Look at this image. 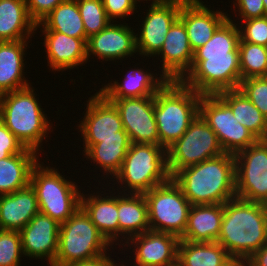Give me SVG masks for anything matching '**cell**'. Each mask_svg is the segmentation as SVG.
Returning a JSON list of instances; mask_svg holds the SVG:
<instances>
[{
  "label": "cell",
  "mask_w": 267,
  "mask_h": 266,
  "mask_svg": "<svg viewBox=\"0 0 267 266\" xmlns=\"http://www.w3.org/2000/svg\"><path fill=\"white\" fill-rule=\"evenodd\" d=\"M242 266H267V243L255 251Z\"/></svg>",
  "instance_id": "43"
},
{
  "label": "cell",
  "mask_w": 267,
  "mask_h": 266,
  "mask_svg": "<svg viewBox=\"0 0 267 266\" xmlns=\"http://www.w3.org/2000/svg\"><path fill=\"white\" fill-rule=\"evenodd\" d=\"M39 212L37 195L31 185L0 195V230L20 231Z\"/></svg>",
  "instance_id": "22"
},
{
  "label": "cell",
  "mask_w": 267,
  "mask_h": 266,
  "mask_svg": "<svg viewBox=\"0 0 267 266\" xmlns=\"http://www.w3.org/2000/svg\"><path fill=\"white\" fill-rule=\"evenodd\" d=\"M34 31L26 0H0V41L27 40Z\"/></svg>",
  "instance_id": "28"
},
{
  "label": "cell",
  "mask_w": 267,
  "mask_h": 266,
  "mask_svg": "<svg viewBox=\"0 0 267 266\" xmlns=\"http://www.w3.org/2000/svg\"><path fill=\"white\" fill-rule=\"evenodd\" d=\"M172 179L191 205L224 204L236 197L235 157L223 153L179 170Z\"/></svg>",
  "instance_id": "3"
},
{
  "label": "cell",
  "mask_w": 267,
  "mask_h": 266,
  "mask_svg": "<svg viewBox=\"0 0 267 266\" xmlns=\"http://www.w3.org/2000/svg\"><path fill=\"white\" fill-rule=\"evenodd\" d=\"M30 185L34 189L39 211L59 224L64 223L81 206V191L53 167L38 163L33 167Z\"/></svg>",
  "instance_id": "8"
},
{
  "label": "cell",
  "mask_w": 267,
  "mask_h": 266,
  "mask_svg": "<svg viewBox=\"0 0 267 266\" xmlns=\"http://www.w3.org/2000/svg\"><path fill=\"white\" fill-rule=\"evenodd\" d=\"M125 75L123 82L113 81L104 85L100 92L106 99L142 98L155 94L169 81L161 73L158 78L148 70L132 69ZM155 77V78H154Z\"/></svg>",
  "instance_id": "23"
},
{
  "label": "cell",
  "mask_w": 267,
  "mask_h": 266,
  "mask_svg": "<svg viewBox=\"0 0 267 266\" xmlns=\"http://www.w3.org/2000/svg\"><path fill=\"white\" fill-rule=\"evenodd\" d=\"M45 35L44 46L48 65L52 71L73 69L87 63L88 38H74L55 31H41Z\"/></svg>",
  "instance_id": "21"
},
{
  "label": "cell",
  "mask_w": 267,
  "mask_h": 266,
  "mask_svg": "<svg viewBox=\"0 0 267 266\" xmlns=\"http://www.w3.org/2000/svg\"><path fill=\"white\" fill-rule=\"evenodd\" d=\"M83 20L85 34L91 35L102 31L111 20L107 17L102 0H76Z\"/></svg>",
  "instance_id": "35"
},
{
  "label": "cell",
  "mask_w": 267,
  "mask_h": 266,
  "mask_svg": "<svg viewBox=\"0 0 267 266\" xmlns=\"http://www.w3.org/2000/svg\"><path fill=\"white\" fill-rule=\"evenodd\" d=\"M200 0H185L178 18L183 22L191 49L195 52L211 39L228 14L210 10Z\"/></svg>",
  "instance_id": "20"
},
{
  "label": "cell",
  "mask_w": 267,
  "mask_h": 266,
  "mask_svg": "<svg viewBox=\"0 0 267 266\" xmlns=\"http://www.w3.org/2000/svg\"><path fill=\"white\" fill-rule=\"evenodd\" d=\"M233 6L237 7L241 20H248L252 18H261L265 16V9L263 0H235ZM238 4V5H237Z\"/></svg>",
  "instance_id": "42"
},
{
  "label": "cell",
  "mask_w": 267,
  "mask_h": 266,
  "mask_svg": "<svg viewBox=\"0 0 267 266\" xmlns=\"http://www.w3.org/2000/svg\"><path fill=\"white\" fill-rule=\"evenodd\" d=\"M107 100L117 108L131 143L160 145L154 117V96Z\"/></svg>",
  "instance_id": "15"
},
{
  "label": "cell",
  "mask_w": 267,
  "mask_h": 266,
  "mask_svg": "<svg viewBox=\"0 0 267 266\" xmlns=\"http://www.w3.org/2000/svg\"><path fill=\"white\" fill-rule=\"evenodd\" d=\"M238 89L267 118V76L250 77L241 80Z\"/></svg>",
  "instance_id": "37"
},
{
  "label": "cell",
  "mask_w": 267,
  "mask_h": 266,
  "mask_svg": "<svg viewBox=\"0 0 267 266\" xmlns=\"http://www.w3.org/2000/svg\"><path fill=\"white\" fill-rule=\"evenodd\" d=\"M241 80L267 76V47L239 41Z\"/></svg>",
  "instance_id": "34"
},
{
  "label": "cell",
  "mask_w": 267,
  "mask_h": 266,
  "mask_svg": "<svg viewBox=\"0 0 267 266\" xmlns=\"http://www.w3.org/2000/svg\"><path fill=\"white\" fill-rule=\"evenodd\" d=\"M66 0H26L30 18L40 23L56 6Z\"/></svg>",
  "instance_id": "41"
},
{
  "label": "cell",
  "mask_w": 267,
  "mask_h": 266,
  "mask_svg": "<svg viewBox=\"0 0 267 266\" xmlns=\"http://www.w3.org/2000/svg\"><path fill=\"white\" fill-rule=\"evenodd\" d=\"M228 17L210 40L194 52L189 72L180 80L201 95L238 89L241 82L238 24Z\"/></svg>",
  "instance_id": "1"
},
{
  "label": "cell",
  "mask_w": 267,
  "mask_h": 266,
  "mask_svg": "<svg viewBox=\"0 0 267 266\" xmlns=\"http://www.w3.org/2000/svg\"><path fill=\"white\" fill-rule=\"evenodd\" d=\"M90 97L83 121L78 126L83 137V151L103 138L129 137L123 129L120 114L114 104L97 91Z\"/></svg>",
  "instance_id": "13"
},
{
  "label": "cell",
  "mask_w": 267,
  "mask_h": 266,
  "mask_svg": "<svg viewBox=\"0 0 267 266\" xmlns=\"http://www.w3.org/2000/svg\"><path fill=\"white\" fill-rule=\"evenodd\" d=\"M232 111L236 120L259 140L267 139V118L239 90H226L216 94Z\"/></svg>",
  "instance_id": "31"
},
{
  "label": "cell",
  "mask_w": 267,
  "mask_h": 266,
  "mask_svg": "<svg viewBox=\"0 0 267 266\" xmlns=\"http://www.w3.org/2000/svg\"><path fill=\"white\" fill-rule=\"evenodd\" d=\"M185 0H153L142 21L140 34H136L137 53L147 57L160 51L171 25L178 18ZM139 35V37H138Z\"/></svg>",
  "instance_id": "14"
},
{
  "label": "cell",
  "mask_w": 267,
  "mask_h": 266,
  "mask_svg": "<svg viewBox=\"0 0 267 266\" xmlns=\"http://www.w3.org/2000/svg\"><path fill=\"white\" fill-rule=\"evenodd\" d=\"M177 266H239L222 245L180 240Z\"/></svg>",
  "instance_id": "30"
},
{
  "label": "cell",
  "mask_w": 267,
  "mask_h": 266,
  "mask_svg": "<svg viewBox=\"0 0 267 266\" xmlns=\"http://www.w3.org/2000/svg\"><path fill=\"white\" fill-rule=\"evenodd\" d=\"M199 114L216 133L225 153L235 155L259 140L236 120L231 109L217 95H201Z\"/></svg>",
  "instance_id": "11"
},
{
  "label": "cell",
  "mask_w": 267,
  "mask_h": 266,
  "mask_svg": "<svg viewBox=\"0 0 267 266\" xmlns=\"http://www.w3.org/2000/svg\"><path fill=\"white\" fill-rule=\"evenodd\" d=\"M224 204L191 205L187 226L180 240L217 241L223 219Z\"/></svg>",
  "instance_id": "26"
},
{
  "label": "cell",
  "mask_w": 267,
  "mask_h": 266,
  "mask_svg": "<svg viewBox=\"0 0 267 266\" xmlns=\"http://www.w3.org/2000/svg\"><path fill=\"white\" fill-rule=\"evenodd\" d=\"M150 230L181 238L187 226L191 204L180 186L170 178L144 193Z\"/></svg>",
  "instance_id": "9"
},
{
  "label": "cell",
  "mask_w": 267,
  "mask_h": 266,
  "mask_svg": "<svg viewBox=\"0 0 267 266\" xmlns=\"http://www.w3.org/2000/svg\"><path fill=\"white\" fill-rule=\"evenodd\" d=\"M244 26H238L240 40L247 43L267 47V17L252 18L241 21Z\"/></svg>",
  "instance_id": "38"
},
{
  "label": "cell",
  "mask_w": 267,
  "mask_h": 266,
  "mask_svg": "<svg viewBox=\"0 0 267 266\" xmlns=\"http://www.w3.org/2000/svg\"><path fill=\"white\" fill-rule=\"evenodd\" d=\"M236 197L255 203L267 199V140L234 155Z\"/></svg>",
  "instance_id": "12"
},
{
  "label": "cell",
  "mask_w": 267,
  "mask_h": 266,
  "mask_svg": "<svg viewBox=\"0 0 267 266\" xmlns=\"http://www.w3.org/2000/svg\"><path fill=\"white\" fill-rule=\"evenodd\" d=\"M107 17L114 22L117 18H127L134 14L138 3L134 0H102Z\"/></svg>",
  "instance_id": "39"
},
{
  "label": "cell",
  "mask_w": 267,
  "mask_h": 266,
  "mask_svg": "<svg viewBox=\"0 0 267 266\" xmlns=\"http://www.w3.org/2000/svg\"><path fill=\"white\" fill-rule=\"evenodd\" d=\"M130 145L129 137L103 138L99 143L91 145L83 155L97 163L96 166L99 164L106 176L110 174L114 177L119 172Z\"/></svg>",
  "instance_id": "32"
},
{
  "label": "cell",
  "mask_w": 267,
  "mask_h": 266,
  "mask_svg": "<svg viewBox=\"0 0 267 266\" xmlns=\"http://www.w3.org/2000/svg\"><path fill=\"white\" fill-rule=\"evenodd\" d=\"M119 194L121 193H118V221L119 237L122 236V242L123 239L128 240L150 230V226L144 194L122 193L121 196Z\"/></svg>",
  "instance_id": "29"
},
{
  "label": "cell",
  "mask_w": 267,
  "mask_h": 266,
  "mask_svg": "<svg viewBox=\"0 0 267 266\" xmlns=\"http://www.w3.org/2000/svg\"><path fill=\"white\" fill-rule=\"evenodd\" d=\"M179 242L176 235L152 230L124 241L127 247H136L132 250L134 266H177Z\"/></svg>",
  "instance_id": "16"
},
{
  "label": "cell",
  "mask_w": 267,
  "mask_h": 266,
  "mask_svg": "<svg viewBox=\"0 0 267 266\" xmlns=\"http://www.w3.org/2000/svg\"><path fill=\"white\" fill-rule=\"evenodd\" d=\"M110 196L102 194H81V207L90 216L91 221L97 227L99 232L113 246L119 238V221H118V195L114 192ZM116 195V196H114ZM86 196V197H85ZM103 196V197H102Z\"/></svg>",
  "instance_id": "24"
},
{
  "label": "cell",
  "mask_w": 267,
  "mask_h": 266,
  "mask_svg": "<svg viewBox=\"0 0 267 266\" xmlns=\"http://www.w3.org/2000/svg\"><path fill=\"white\" fill-rule=\"evenodd\" d=\"M217 242L242 266L267 243V212L263 204L238 197L225 202Z\"/></svg>",
  "instance_id": "2"
},
{
  "label": "cell",
  "mask_w": 267,
  "mask_h": 266,
  "mask_svg": "<svg viewBox=\"0 0 267 266\" xmlns=\"http://www.w3.org/2000/svg\"><path fill=\"white\" fill-rule=\"evenodd\" d=\"M123 264H124L123 262L121 263V265H119V263H118V265H117V266H125V265H123ZM133 266H134V265H133Z\"/></svg>",
  "instance_id": "47"
},
{
  "label": "cell",
  "mask_w": 267,
  "mask_h": 266,
  "mask_svg": "<svg viewBox=\"0 0 267 266\" xmlns=\"http://www.w3.org/2000/svg\"><path fill=\"white\" fill-rule=\"evenodd\" d=\"M42 31H55L74 38H88L76 0H66L56 6L40 23Z\"/></svg>",
  "instance_id": "33"
},
{
  "label": "cell",
  "mask_w": 267,
  "mask_h": 266,
  "mask_svg": "<svg viewBox=\"0 0 267 266\" xmlns=\"http://www.w3.org/2000/svg\"><path fill=\"white\" fill-rule=\"evenodd\" d=\"M110 22L102 31L91 35L86 43L87 59L93 54L103 61H116L137 53L136 33L127 24ZM132 55V56H131Z\"/></svg>",
  "instance_id": "19"
},
{
  "label": "cell",
  "mask_w": 267,
  "mask_h": 266,
  "mask_svg": "<svg viewBox=\"0 0 267 266\" xmlns=\"http://www.w3.org/2000/svg\"><path fill=\"white\" fill-rule=\"evenodd\" d=\"M60 224L49 216L38 213L19 231L25 256L46 259L51 266L58 249Z\"/></svg>",
  "instance_id": "17"
},
{
  "label": "cell",
  "mask_w": 267,
  "mask_h": 266,
  "mask_svg": "<svg viewBox=\"0 0 267 266\" xmlns=\"http://www.w3.org/2000/svg\"><path fill=\"white\" fill-rule=\"evenodd\" d=\"M264 210L267 212V199L263 203Z\"/></svg>",
  "instance_id": "46"
},
{
  "label": "cell",
  "mask_w": 267,
  "mask_h": 266,
  "mask_svg": "<svg viewBox=\"0 0 267 266\" xmlns=\"http://www.w3.org/2000/svg\"><path fill=\"white\" fill-rule=\"evenodd\" d=\"M162 75L169 81H180L190 70L194 52L183 22L177 18L171 25L160 51Z\"/></svg>",
  "instance_id": "18"
},
{
  "label": "cell",
  "mask_w": 267,
  "mask_h": 266,
  "mask_svg": "<svg viewBox=\"0 0 267 266\" xmlns=\"http://www.w3.org/2000/svg\"><path fill=\"white\" fill-rule=\"evenodd\" d=\"M225 153L216 133L198 114L186 132L167 149L171 178L181 169Z\"/></svg>",
  "instance_id": "10"
},
{
  "label": "cell",
  "mask_w": 267,
  "mask_h": 266,
  "mask_svg": "<svg viewBox=\"0 0 267 266\" xmlns=\"http://www.w3.org/2000/svg\"><path fill=\"white\" fill-rule=\"evenodd\" d=\"M35 95L31 85L0 95V116L25 148L38 152L52 126Z\"/></svg>",
  "instance_id": "5"
},
{
  "label": "cell",
  "mask_w": 267,
  "mask_h": 266,
  "mask_svg": "<svg viewBox=\"0 0 267 266\" xmlns=\"http://www.w3.org/2000/svg\"><path fill=\"white\" fill-rule=\"evenodd\" d=\"M40 153L25 148L21 153L0 160V195L11 194L30 185L33 167Z\"/></svg>",
  "instance_id": "27"
},
{
  "label": "cell",
  "mask_w": 267,
  "mask_h": 266,
  "mask_svg": "<svg viewBox=\"0 0 267 266\" xmlns=\"http://www.w3.org/2000/svg\"><path fill=\"white\" fill-rule=\"evenodd\" d=\"M170 178L167 150L160 145L138 143H131L119 172L114 176L116 184L126 186L121 193L128 190L133 194H144Z\"/></svg>",
  "instance_id": "6"
},
{
  "label": "cell",
  "mask_w": 267,
  "mask_h": 266,
  "mask_svg": "<svg viewBox=\"0 0 267 266\" xmlns=\"http://www.w3.org/2000/svg\"><path fill=\"white\" fill-rule=\"evenodd\" d=\"M264 9H265V16L267 17V0H263Z\"/></svg>",
  "instance_id": "45"
},
{
  "label": "cell",
  "mask_w": 267,
  "mask_h": 266,
  "mask_svg": "<svg viewBox=\"0 0 267 266\" xmlns=\"http://www.w3.org/2000/svg\"><path fill=\"white\" fill-rule=\"evenodd\" d=\"M110 245L80 206L70 218L60 224L57 256L53 266L95 259L107 254L108 247H112Z\"/></svg>",
  "instance_id": "7"
},
{
  "label": "cell",
  "mask_w": 267,
  "mask_h": 266,
  "mask_svg": "<svg viewBox=\"0 0 267 266\" xmlns=\"http://www.w3.org/2000/svg\"><path fill=\"white\" fill-rule=\"evenodd\" d=\"M27 46V40L0 41V95L31 85L23 76Z\"/></svg>",
  "instance_id": "25"
},
{
  "label": "cell",
  "mask_w": 267,
  "mask_h": 266,
  "mask_svg": "<svg viewBox=\"0 0 267 266\" xmlns=\"http://www.w3.org/2000/svg\"><path fill=\"white\" fill-rule=\"evenodd\" d=\"M25 147L0 120V160L21 153Z\"/></svg>",
  "instance_id": "40"
},
{
  "label": "cell",
  "mask_w": 267,
  "mask_h": 266,
  "mask_svg": "<svg viewBox=\"0 0 267 266\" xmlns=\"http://www.w3.org/2000/svg\"><path fill=\"white\" fill-rule=\"evenodd\" d=\"M22 255L19 231L0 230V266H21Z\"/></svg>",
  "instance_id": "36"
},
{
  "label": "cell",
  "mask_w": 267,
  "mask_h": 266,
  "mask_svg": "<svg viewBox=\"0 0 267 266\" xmlns=\"http://www.w3.org/2000/svg\"><path fill=\"white\" fill-rule=\"evenodd\" d=\"M114 262H115L114 259H111L110 256L104 254L92 260L72 263L65 266H117V263L115 264Z\"/></svg>",
  "instance_id": "44"
},
{
  "label": "cell",
  "mask_w": 267,
  "mask_h": 266,
  "mask_svg": "<svg viewBox=\"0 0 267 266\" xmlns=\"http://www.w3.org/2000/svg\"><path fill=\"white\" fill-rule=\"evenodd\" d=\"M201 94L181 81H168L154 96V117L160 146L166 150L199 114Z\"/></svg>",
  "instance_id": "4"
}]
</instances>
